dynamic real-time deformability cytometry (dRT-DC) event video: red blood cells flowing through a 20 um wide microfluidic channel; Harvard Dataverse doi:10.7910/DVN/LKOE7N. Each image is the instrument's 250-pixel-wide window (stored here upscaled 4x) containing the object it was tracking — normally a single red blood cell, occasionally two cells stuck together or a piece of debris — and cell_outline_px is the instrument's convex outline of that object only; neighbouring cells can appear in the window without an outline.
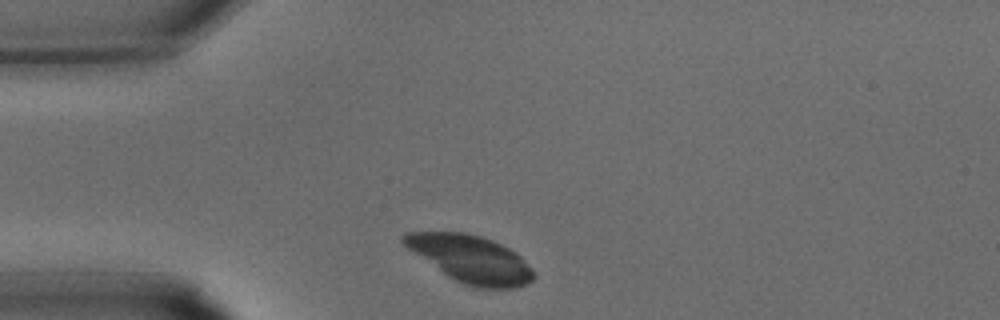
{"species": "common noctule bat (a hibernating species)", "species_latin": "Nyctalus noctula", "temperature_condition": "warm", "stored_images_in_passage": 9, "camera_frame_rate_fps": 3000, "um_per_image_px": 0.085, "animal": {"sex": "male", "body_mass_g": 15.6}, "frame": {"image": 1, "passage_image": 1, "time_ms": 0.0, "image_size_px": [1000, 320], "cell_outline_px": [[536, 276], [528, 284], [516, 288], [476, 288], [464, 284], [448, 276], [408, 248], [400, 240], [400, 236], [404, 232], [464, 232], [480, 236], [492, 240], [516, 252], [532, 268]], "centroid_in_image_um": [40.03, 22.01], "position_along_channel_um": 45.0, "area_um2": 35.6}}